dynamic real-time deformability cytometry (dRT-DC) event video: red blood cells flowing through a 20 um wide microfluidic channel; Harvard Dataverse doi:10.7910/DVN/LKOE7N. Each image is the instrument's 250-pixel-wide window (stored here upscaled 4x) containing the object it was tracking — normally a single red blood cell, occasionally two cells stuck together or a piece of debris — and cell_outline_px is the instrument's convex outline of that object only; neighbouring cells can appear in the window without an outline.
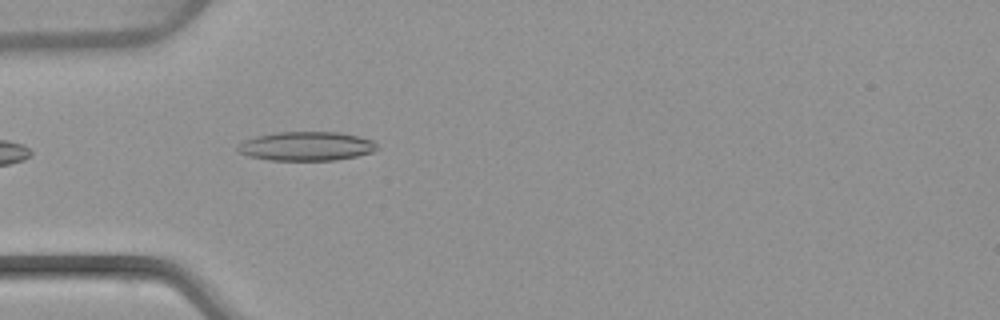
{"species": "common noctule bat (a hibernating species)", "species_latin": "Nyctalus noctula", "temperature_condition": "warm", "stored_images_in_passage": 3, "camera_frame_rate_fps": 3000, "um_per_image_px": 0.085, "animal": {"sex": "female", "body_mass_g": 22.7, "forearm_length_mm": 54.2}, "frame": {"image": 1, "passage_image": 3, "time_ms": 2.333, "image_size_px": [1000, 320], "cell_outline_px": [[376, 148], [372, 152], [356, 156], [336, 160], [268, 160], [248, 156], [236, 152], [236, 144], [244, 140], [256, 136], [276, 132], [340, 132], [372, 140], [376, 144]], "centroid_in_image_um": [25.96, 12.43], "position_along_channel_um": 59.0, "area_um2": 23.64}}